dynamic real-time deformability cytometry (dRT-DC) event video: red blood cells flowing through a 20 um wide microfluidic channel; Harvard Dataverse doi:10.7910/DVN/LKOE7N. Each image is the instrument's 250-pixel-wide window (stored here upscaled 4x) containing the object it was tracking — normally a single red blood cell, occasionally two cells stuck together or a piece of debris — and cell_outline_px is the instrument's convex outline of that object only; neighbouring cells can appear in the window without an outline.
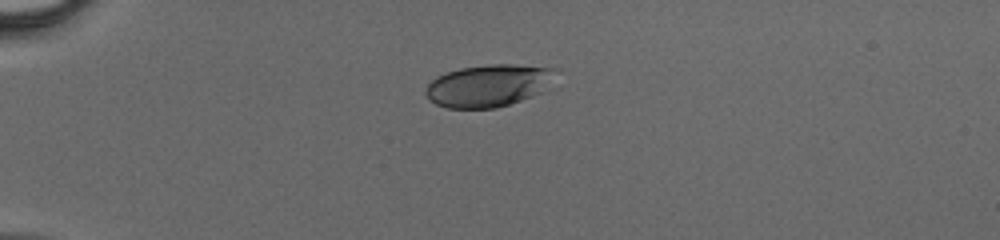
{"species": "human", "species_latin": "Homo sapiens", "temperature_condition": "cold", "stored_images_in_passage": 35, "camera_frame_rate_fps": 3000, "um_per_image_px": 0.085, "donor": {"sex": "male"}, "frame": {"image": 1, "passage_image": 1, "time_ms": 0.0, "image_size_px": [1000, 240], "cell_outline_px": [[560, 68], [540, 92], [532, 96], [496, 108], [448, 108], [436, 104], [428, 100], [424, 92], [424, 88], [436, 76], [460, 68], [492, 64], [512, 64]], "centroid_in_image_um": [41.47, 7.27], "position_along_channel_um": 43.5, "area_um2": 31.85}}
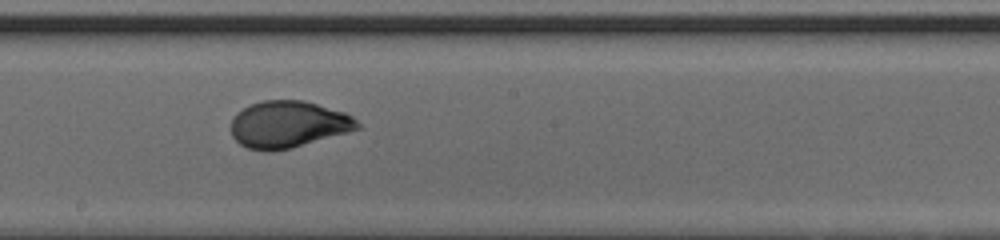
{"frame": {"image": 2, "passage_image": 16, "time_ms": 5.0, "image_size_px": [1000, 240], "cell_outline_px": [[364, 128], [292, 148], [272, 152], [264, 152], [248, 148], [240, 144], [232, 136], [232, 116], [236, 112], [252, 104], [264, 100], [304, 100], [344, 112], [352, 116]], "centroid_in_image_um": [24.52, 10.59], "position_along_channel_um": 223.7, "area_um2": 34.8}}
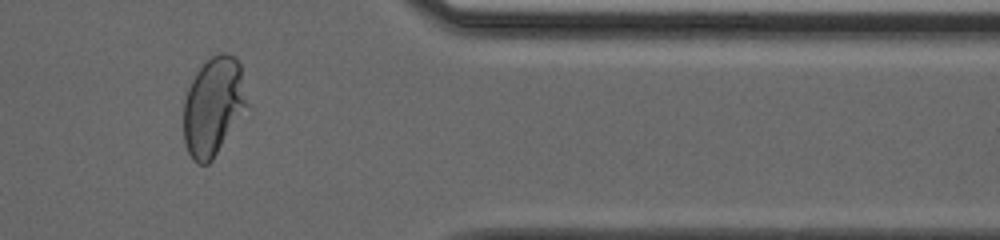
{"frame": {"image": 3, "passage_image": 28, "time_ms": 9.0, "image_size_px": [1000, 240], "cell_outline_px": [[248, 104], [212, 160], [208, 164], [196, 164], [192, 160], [188, 152], [184, 140], [184, 100], [188, 88], [196, 72], [212, 56], [220, 52], [228, 52], [240, 64]], "centroid_in_image_um": [18.11, 9.04], "position_along_channel_um": 393.3, "area_um2": 35.89}}